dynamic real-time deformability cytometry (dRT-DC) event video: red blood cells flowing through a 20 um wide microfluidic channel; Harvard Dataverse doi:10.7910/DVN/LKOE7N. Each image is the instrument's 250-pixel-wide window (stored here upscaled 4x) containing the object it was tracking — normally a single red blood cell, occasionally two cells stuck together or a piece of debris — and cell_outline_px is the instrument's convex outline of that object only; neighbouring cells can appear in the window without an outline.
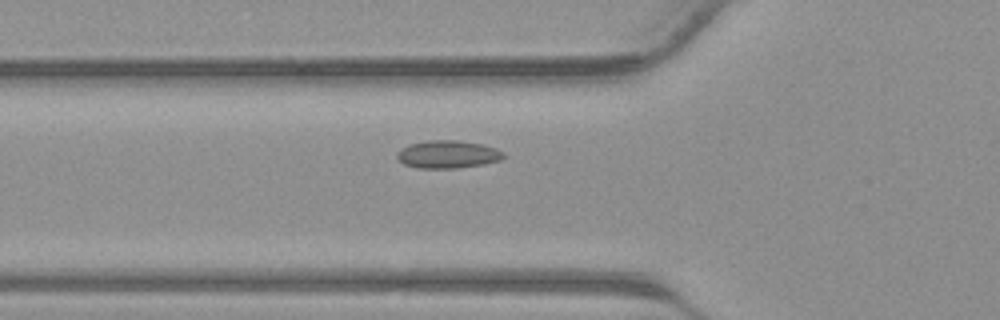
{"species": "common noctule bat (a hibernating species)", "species_latin": "Nyctalus noctula", "temperature_condition": "warm", "stored_images_in_passage": 29, "camera_frame_rate_fps": 3000, "um_per_image_px": 0.085, "animal": {"sex": "male", "body_mass_g": 23.1, "forearm_length_mm": 52.7}, "frame": {"image": 1, "passage_image": 2, "time_ms": 0.333, "image_size_px": [1000, 320], "cell_outline_px": [[504, 156], [500, 160], [484, 164], [456, 168], [416, 168], [404, 164], [396, 156], [396, 152], [400, 148], [408, 144], [428, 140], [456, 140], [484, 144], [496, 148], [504, 152]], "centroid_in_image_um": [38.04, 13.11], "position_along_channel_um": 87.8, "area_um2": 17.4}}
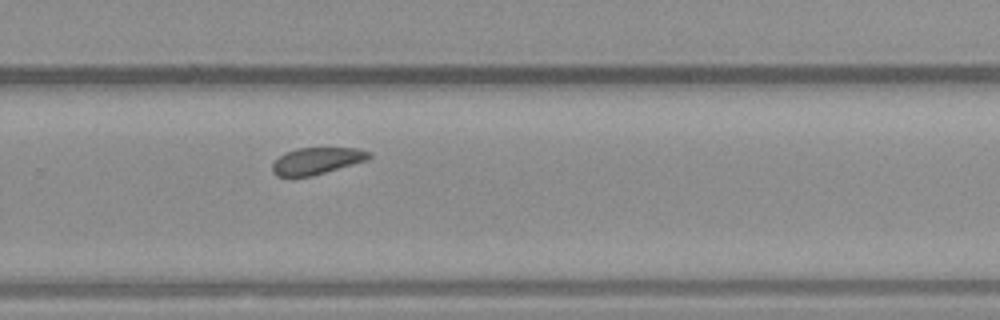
{"frame": {"image": 2, "passage_image": 15, "time_ms": 4.667, "image_size_px": [1000, 320], "cell_outline_px": [[372, 156], [368, 160], [312, 176], [276, 176], [272, 172], [272, 164], [284, 152], [296, 148], [360, 148], [372, 152]], "centroid_in_image_um": [26.96, 13.66], "position_along_channel_um": 302.8, "area_um2": 15.2}}
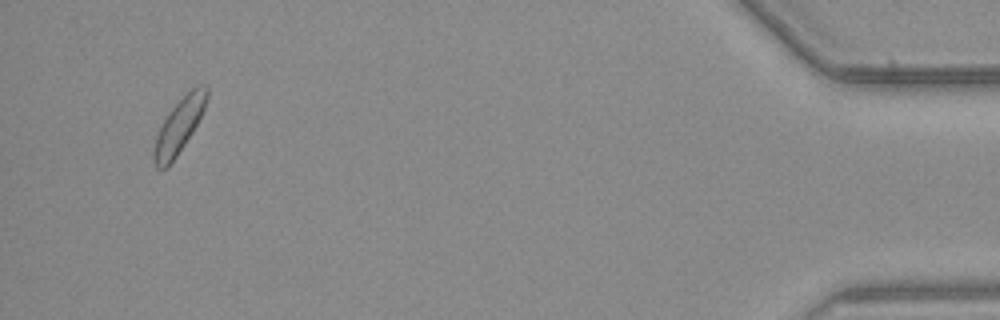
{"frame": {"image": 3, "passage_image": 27, "time_ms": 8.667, "image_size_px": [1000, 320], "cell_outline_px": [[208, 100], [192, 132], [168, 168], [156, 168], [152, 156], [152, 152], [156, 136], [168, 112], [192, 88], [204, 84], [208, 84]], "centroid_in_image_um": [15.21, 10.71], "position_along_channel_um": 420.0, "area_um2": 16.53}}